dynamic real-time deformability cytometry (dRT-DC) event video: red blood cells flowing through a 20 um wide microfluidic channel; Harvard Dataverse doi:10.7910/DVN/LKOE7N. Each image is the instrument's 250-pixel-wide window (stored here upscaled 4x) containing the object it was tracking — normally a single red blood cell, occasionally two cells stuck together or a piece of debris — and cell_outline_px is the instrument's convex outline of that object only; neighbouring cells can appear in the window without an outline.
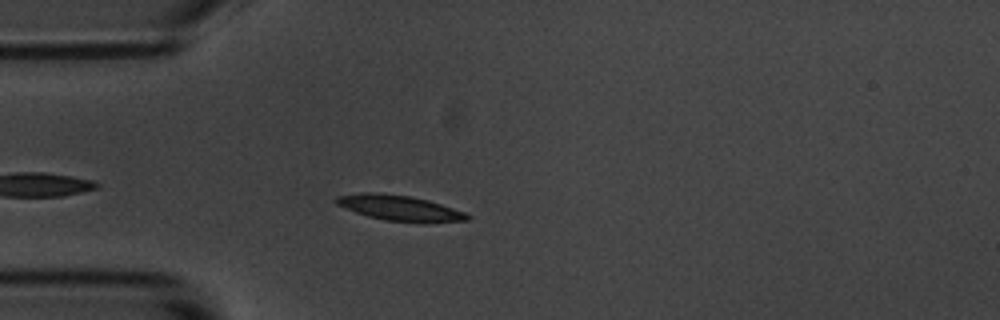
{"species": "common noctule bat (a hibernating species)", "species_latin": "Nyctalus noctula", "temperature_condition": "room temperature", "stored_images_in_passage": 41, "camera_frame_rate_fps": 3000, "um_per_image_px": 0.085, "animal": {"sex": "male", "body_mass_g": 20.1, "forearm_length_mm": 53.5}, "frame": {"image": 1, "passage_image": 5, "time_ms": 1.333, "image_size_px": [1000, 320], "cell_outline_px": [[472, 216], [468, 220], [424, 224], [384, 220], [368, 216], [356, 212], [336, 204], [332, 200], [336, 196], [360, 192], [380, 192], [408, 196], [428, 200], [464, 212]], "centroid_in_image_um": [33.96, 17.69], "position_along_channel_um": 51.0, "area_um2": 19.77}}
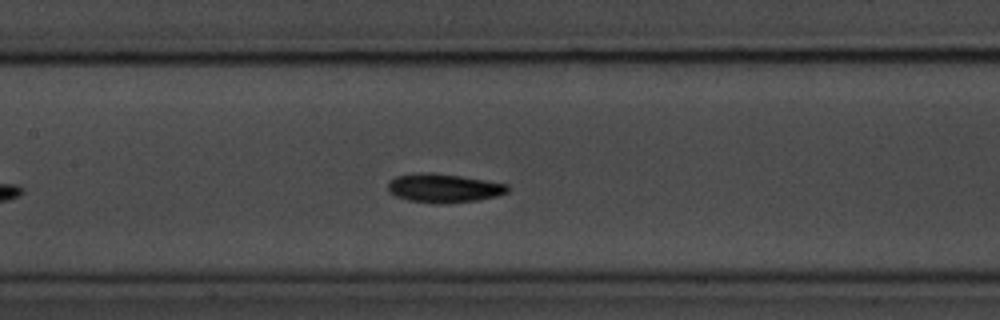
{"frame": {"image": 2, "passage_image": 16, "time_ms": 5.0, "image_size_px": [1000, 320], "cell_outline_px": [[508, 192], [496, 196], [476, 200], [444, 204], [436, 204], [408, 200], [396, 196], [388, 188], [388, 184], [396, 176], [424, 172], [428, 172], [460, 176], [508, 184]], "centroid_in_image_um": [37.73, 16.0], "position_along_channel_um": 169.7, "area_um2": 19.83}}
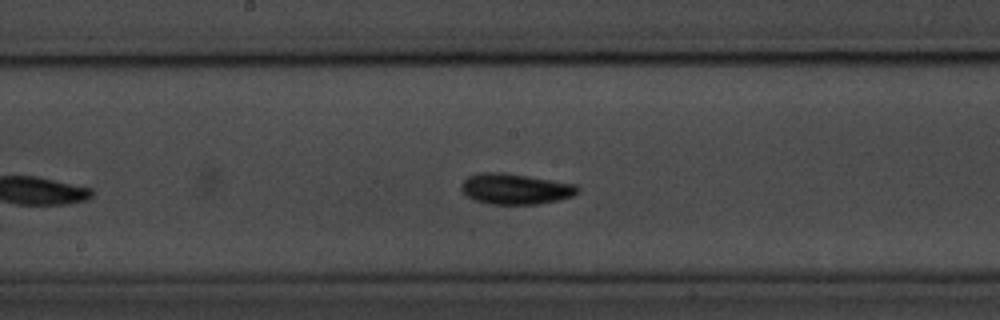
{"frame": {"image": 3, "passage_image": 19, "time_ms": 6.0, "image_size_px": [1000, 320], "cell_outline_px": [[580, 192], [572, 196], [560, 200], [540, 204], [488, 204], [472, 200], [460, 188], [460, 184], [468, 176], [476, 172], [500, 172], [528, 176], [576, 184], [580, 188]], "centroid_in_image_um": [43.8, 16.06], "position_along_channel_um": 204.4, "area_um2": 21.1}, "authors_computed_cell_mechanics": {"area_um2": 18.5538, "velocity_mm_per_s": 3.4828, "shape_relaxation_time_tau1_ms": 1.9111, "shape_relaxation_time_tau2_ms": 9.0751, "deformation_change_tau1": 0.1092, "deformation_change_tau2": 0.1156}}